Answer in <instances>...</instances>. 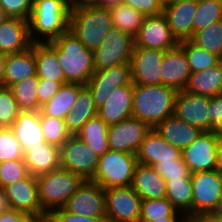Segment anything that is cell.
<instances>
[{"label":"cell","mask_w":222,"mask_h":222,"mask_svg":"<svg viewBox=\"0 0 222 222\" xmlns=\"http://www.w3.org/2000/svg\"><path fill=\"white\" fill-rule=\"evenodd\" d=\"M178 91L164 85L134 84L132 117L155 128L167 117L174 115Z\"/></svg>","instance_id":"6da1fadb"},{"label":"cell","mask_w":222,"mask_h":222,"mask_svg":"<svg viewBox=\"0 0 222 222\" xmlns=\"http://www.w3.org/2000/svg\"><path fill=\"white\" fill-rule=\"evenodd\" d=\"M69 18V0H34L28 19L32 43H48L58 38L69 29Z\"/></svg>","instance_id":"7a4b0ae2"},{"label":"cell","mask_w":222,"mask_h":222,"mask_svg":"<svg viewBox=\"0 0 222 222\" xmlns=\"http://www.w3.org/2000/svg\"><path fill=\"white\" fill-rule=\"evenodd\" d=\"M51 43L57 49L65 81L86 85L95 72L93 50L85 48L69 29Z\"/></svg>","instance_id":"3957f363"},{"label":"cell","mask_w":222,"mask_h":222,"mask_svg":"<svg viewBox=\"0 0 222 222\" xmlns=\"http://www.w3.org/2000/svg\"><path fill=\"white\" fill-rule=\"evenodd\" d=\"M113 27L110 9L93 6L70 12L69 30L87 49H97Z\"/></svg>","instance_id":"277c9868"},{"label":"cell","mask_w":222,"mask_h":222,"mask_svg":"<svg viewBox=\"0 0 222 222\" xmlns=\"http://www.w3.org/2000/svg\"><path fill=\"white\" fill-rule=\"evenodd\" d=\"M36 179L39 201L47 215L55 209L63 208L84 181L81 176L62 167L39 175Z\"/></svg>","instance_id":"5b68a950"},{"label":"cell","mask_w":222,"mask_h":222,"mask_svg":"<svg viewBox=\"0 0 222 222\" xmlns=\"http://www.w3.org/2000/svg\"><path fill=\"white\" fill-rule=\"evenodd\" d=\"M137 163L136 155L109 149L100 156L96 173L91 181L98 183L104 189L129 187Z\"/></svg>","instance_id":"8992f818"},{"label":"cell","mask_w":222,"mask_h":222,"mask_svg":"<svg viewBox=\"0 0 222 222\" xmlns=\"http://www.w3.org/2000/svg\"><path fill=\"white\" fill-rule=\"evenodd\" d=\"M193 192L192 220L212 218L219 207L222 173L217 169L191 173Z\"/></svg>","instance_id":"52a82bcc"},{"label":"cell","mask_w":222,"mask_h":222,"mask_svg":"<svg viewBox=\"0 0 222 222\" xmlns=\"http://www.w3.org/2000/svg\"><path fill=\"white\" fill-rule=\"evenodd\" d=\"M134 37L118 28H111L100 46L93 51L95 71L120 64H130Z\"/></svg>","instance_id":"ba28073f"},{"label":"cell","mask_w":222,"mask_h":222,"mask_svg":"<svg viewBox=\"0 0 222 222\" xmlns=\"http://www.w3.org/2000/svg\"><path fill=\"white\" fill-rule=\"evenodd\" d=\"M100 156L80 140L71 136L60 147V167L69 170L84 180H91L96 173Z\"/></svg>","instance_id":"9c48e42d"},{"label":"cell","mask_w":222,"mask_h":222,"mask_svg":"<svg viewBox=\"0 0 222 222\" xmlns=\"http://www.w3.org/2000/svg\"><path fill=\"white\" fill-rule=\"evenodd\" d=\"M106 222H139L141 197L129 187L104 189Z\"/></svg>","instance_id":"30bf717a"},{"label":"cell","mask_w":222,"mask_h":222,"mask_svg":"<svg viewBox=\"0 0 222 222\" xmlns=\"http://www.w3.org/2000/svg\"><path fill=\"white\" fill-rule=\"evenodd\" d=\"M221 135L220 131L202 132L196 140L182 150V159L191 173L217 169L216 148Z\"/></svg>","instance_id":"8fae6325"},{"label":"cell","mask_w":222,"mask_h":222,"mask_svg":"<svg viewBox=\"0 0 222 222\" xmlns=\"http://www.w3.org/2000/svg\"><path fill=\"white\" fill-rule=\"evenodd\" d=\"M11 209L46 221L47 214L42 210L36 176L29 174L27 177L17 180L3 187Z\"/></svg>","instance_id":"7c38bea8"},{"label":"cell","mask_w":222,"mask_h":222,"mask_svg":"<svg viewBox=\"0 0 222 222\" xmlns=\"http://www.w3.org/2000/svg\"><path fill=\"white\" fill-rule=\"evenodd\" d=\"M151 129L147 123L135 117L108 126L107 141L109 149L136 155L141 142Z\"/></svg>","instance_id":"4fadbf2b"},{"label":"cell","mask_w":222,"mask_h":222,"mask_svg":"<svg viewBox=\"0 0 222 222\" xmlns=\"http://www.w3.org/2000/svg\"><path fill=\"white\" fill-rule=\"evenodd\" d=\"M131 83L130 64H120L95 71L86 86L91 91L94 105L98 110L104 105L114 89Z\"/></svg>","instance_id":"5bb4252c"},{"label":"cell","mask_w":222,"mask_h":222,"mask_svg":"<svg viewBox=\"0 0 222 222\" xmlns=\"http://www.w3.org/2000/svg\"><path fill=\"white\" fill-rule=\"evenodd\" d=\"M63 208L81 216L106 217L104 188L91 180H84Z\"/></svg>","instance_id":"9a60e30c"},{"label":"cell","mask_w":222,"mask_h":222,"mask_svg":"<svg viewBox=\"0 0 222 222\" xmlns=\"http://www.w3.org/2000/svg\"><path fill=\"white\" fill-rule=\"evenodd\" d=\"M165 51L134 47L130 58L131 81L137 85H163L160 67Z\"/></svg>","instance_id":"2e32d148"},{"label":"cell","mask_w":222,"mask_h":222,"mask_svg":"<svg viewBox=\"0 0 222 222\" xmlns=\"http://www.w3.org/2000/svg\"><path fill=\"white\" fill-rule=\"evenodd\" d=\"M179 45L163 14L146 16L134 37V47L167 51Z\"/></svg>","instance_id":"e0dca14e"},{"label":"cell","mask_w":222,"mask_h":222,"mask_svg":"<svg viewBox=\"0 0 222 222\" xmlns=\"http://www.w3.org/2000/svg\"><path fill=\"white\" fill-rule=\"evenodd\" d=\"M198 0H168L164 2L163 15L178 42L190 40Z\"/></svg>","instance_id":"ac0fdd59"},{"label":"cell","mask_w":222,"mask_h":222,"mask_svg":"<svg viewBox=\"0 0 222 222\" xmlns=\"http://www.w3.org/2000/svg\"><path fill=\"white\" fill-rule=\"evenodd\" d=\"M210 97L178 91L175 99L174 115L191 126L209 131L208 107Z\"/></svg>","instance_id":"d6986e66"},{"label":"cell","mask_w":222,"mask_h":222,"mask_svg":"<svg viewBox=\"0 0 222 222\" xmlns=\"http://www.w3.org/2000/svg\"><path fill=\"white\" fill-rule=\"evenodd\" d=\"M160 74L164 86L172 87L177 91H183L186 87L192 72L187 56L179 45L165 51Z\"/></svg>","instance_id":"ffe728a7"},{"label":"cell","mask_w":222,"mask_h":222,"mask_svg":"<svg viewBox=\"0 0 222 222\" xmlns=\"http://www.w3.org/2000/svg\"><path fill=\"white\" fill-rule=\"evenodd\" d=\"M181 152L152 128L141 142L136 158L138 163L155 166L158 162H173L175 159H181Z\"/></svg>","instance_id":"44dd1931"},{"label":"cell","mask_w":222,"mask_h":222,"mask_svg":"<svg viewBox=\"0 0 222 222\" xmlns=\"http://www.w3.org/2000/svg\"><path fill=\"white\" fill-rule=\"evenodd\" d=\"M133 90V83L117 87L112 91L104 105L98 109V116L108 126L132 117Z\"/></svg>","instance_id":"7402d4cb"},{"label":"cell","mask_w":222,"mask_h":222,"mask_svg":"<svg viewBox=\"0 0 222 222\" xmlns=\"http://www.w3.org/2000/svg\"><path fill=\"white\" fill-rule=\"evenodd\" d=\"M32 45L29 36L28 20L10 17L0 24V52L17 54L28 50Z\"/></svg>","instance_id":"603a6c76"},{"label":"cell","mask_w":222,"mask_h":222,"mask_svg":"<svg viewBox=\"0 0 222 222\" xmlns=\"http://www.w3.org/2000/svg\"><path fill=\"white\" fill-rule=\"evenodd\" d=\"M23 160L29 174L37 177L60 167V148L41 142L25 150Z\"/></svg>","instance_id":"cb8c5ba5"},{"label":"cell","mask_w":222,"mask_h":222,"mask_svg":"<svg viewBox=\"0 0 222 222\" xmlns=\"http://www.w3.org/2000/svg\"><path fill=\"white\" fill-rule=\"evenodd\" d=\"M131 187L141 199H159L166 197V180L154 166L137 163Z\"/></svg>","instance_id":"d4e9b609"},{"label":"cell","mask_w":222,"mask_h":222,"mask_svg":"<svg viewBox=\"0 0 222 222\" xmlns=\"http://www.w3.org/2000/svg\"><path fill=\"white\" fill-rule=\"evenodd\" d=\"M166 141L181 151L189 146L203 132L175 115L167 117L154 128Z\"/></svg>","instance_id":"484cf974"},{"label":"cell","mask_w":222,"mask_h":222,"mask_svg":"<svg viewBox=\"0 0 222 222\" xmlns=\"http://www.w3.org/2000/svg\"><path fill=\"white\" fill-rule=\"evenodd\" d=\"M10 129L24 151L33 145L45 142L40 123V111H20Z\"/></svg>","instance_id":"4316f807"},{"label":"cell","mask_w":222,"mask_h":222,"mask_svg":"<svg viewBox=\"0 0 222 222\" xmlns=\"http://www.w3.org/2000/svg\"><path fill=\"white\" fill-rule=\"evenodd\" d=\"M32 76H37L34 43L24 52L7 55L3 87Z\"/></svg>","instance_id":"83f0119b"},{"label":"cell","mask_w":222,"mask_h":222,"mask_svg":"<svg viewBox=\"0 0 222 222\" xmlns=\"http://www.w3.org/2000/svg\"><path fill=\"white\" fill-rule=\"evenodd\" d=\"M34 53L38 78L53 80L62 85L67 83L57 57V49L51 42L34 43Z\"/></svg>","instance_id":"f1b7e54d"},{"label":"cell","mask_w":222,"mask_h":222,"mask_svg":"<svg viewBox=\"0 0 222 222\" xmlns=\"http://www.w3.org/2000/svg\"><path fill=\"white\" fill-rule=\"evenodd\" d=\"M97 115L98 110L94 105L91 91L84 85L78 91L72 110L66 114L64 122L68 132L75 136L89 119Z\"/></svg>","instance_id":"f546056e"},{"label":"cell","mask_w":222,"mask_h":222,"mask_svg":"<svg viewBox=\"0 0 222 222\" xmlns=\"http://www.w3.org/2000/svg\"><path fill=\"white\" fill-rule=\"evenodd\" d=\"M185 92L207 97L222 94V70L220 63L189 76Z\"/></svg>","instance_id":"4dcf8cb0"},{"label":"cell","mask_w":222,"mask_h":222,"mask_svg":"<svg viewBox=\"0 0 222 222\" xmlns=\"http://www.w3.org/2000/svg\"><path fill=\"white\" fill-rule=\"evenodd\" d=\"M84 85L78 83L63 84L59 91L40 108V112L46 116L65 119L66 114L72 110L78 91Z\"/></svg>","instance_id":"1f68e13d"},{"label":"cell","mask_w":222,"mask_h":222,"mask_svg":"<svg viewBox=\"0 0 222 222\" xmlns=\"http://www.w3.org/2000/svg\"><path fill=\"white\" fill-rule=\"evenodd\" d=\"M166 198L181 212L187 221H192L193 192L191 178L166 180Z\"/></svg>","instance_id":"d6a6232c"},{"label":"cell","mask_w":222,"mask_h":222,"mask_svg":"<svg viewBox=\"0 0 222 222\" xmlns=\"http://www.w3.org/2000/svg\"><path fill=\"white\" fill-rule=\"evenodd\" d=\"M107 130L108 125L97 115L89 119L76 136L91 147L97 155L102 156L109 150Z\"/></svg>","instance_id":"836d02e7"},{"label":"cell","mask_w":222,"mask_h":222,"mask_svg":"<svg viewBox=\"0 0 222 222\" xmlns=\"http://www.w3.org/2000/svg\"><path fill=\"white\" fill-rule=\"evenodd\" d=\"M113 26L135 37L143 24L145 15L131 6L120 3L110 9Z\"/></svg>","instance_id":"e575fe53"},{"label":"cell","mask_w":222,"mask_h":222,"mask_svg":"<svg viewBox=\"0 0 222 222\" xmlns=\"http://www.w3.org/2000/svg\"><path fill=\"white\" fill-rule=\"evenodd\" d=\"M38 87L39 78L37 76L25 78L9 87L21 111H40L41 105L37 96Z\"/></svg>","instance_id":"d590c367"},{"label":"cell","mask_w":222,"mask_h":222,"mask_svg":"<svg viewBox=\"0 0 222 222\" xmlns=\"http://www.w3.org/2000/svg\"><path fill=\"white\" fill-rule=\"evenodd\" d=\"M190 41L208 52L222 57V20L194 32Z\"/></svg>","instance_id":"8d00e7d4"},{"label":"cell","mask_w":222,"mask_h":222,"mask_svg":"<svg viewBox=\"0 0 222 222\" xmlns=\"http://www.w3.org/2000/svg\"><path fill=\"white\" fill-rule=\"evenodd\" d=\"M179 46L187 56L192 73L208 69L219 63L220 57L194 45L190 40L179 42Z\"/></svg>","instance_id":"74e56055"},{"label":"cell","mask_w":222,"mask_h":222,"mask_svg":"<svg viewBox=\"0 0 222 222\" xmlns=\"http://www.w3.org/2000/svg\"><path fill=\"white\" fill-rule=\"evenodd\" d=\"M222 20V0H198L193 33Z\"/></svg>","instance_id":"f35d334b"},{"label":"cell","mask_w":222,"mask_h":222,"mask_svg":"<svg viewBox=\"0 0 222 222\" xmlns=\"http://www.w3.org/2000/svg\"><path fill=\"white\" fill-rule=\"evenodd\" d=\"M40 123L45 142L59 148L72 136L66 128L64 119L46 116L40 112Z\"/></svg>","instance_id":"ab89813d"},{"label":"cell","mask_w":222,"mask_h":222,"mask_svg":"<svg viewBox=\"0 0 222 222\" xmlns=\"http://www.w3.org/2000/svg\"><path fill=\"white\" fill-rule=\"evenodd\" d=\"M178 212L166 198L142 199L139 220H153L162 217H178Z\"/></svg>","instance_id":"60d3db41"},{"label":"cell","mask_w":222,"mask_h":222,"mask_svg":"<svg viewBox=\"0 0 222 222\" xmlns=\"http://www.w3.org/2000/svg\"><path fill=\"white\" fill-rule=\"evenodd\" d=\"M21 110L9 87H0V127L10 128Z\"/></svg>","instance_id":"b9f144b4"},{"label":"cell","mask_w":222,"mask_h":222,"mask_svg":"<svg viewBox=\"0 0 222 222\" xmlns=\"http://www.w3.org/2000/svg\"><path fill=\"white\" fill-rule=\"evenodd\" d=\"M24 150L10 128H0V162L23 159Z\"/></svg>","instance_id":"7bdbcfd3"},{"label":"cell","mask_w":222,"mask_h":222,"mask_svg":"<svg viewBox=\"0 0 222 222\" xmlns=\"http://www.w3.org/2000/svg\"><path fill=\"white\" fill-rule=\"evenodd\" d=\"M29 175L23 159L0 162V186L3 188Z\"/></svg>","instance_id":"ee69618b"},{"label":"cell","mask_w":222,"mask_h":222,"mask_svg":"<svg viewBox=\"0 0 222 222\" xmlns=\"http://www.w3.org/2000/svg\"><path fill=\"white\" fill-rule=\"evenodd\" d=\"M154 168L165 180L186 179L191 176L182 158L175 159L173 162H158Z\"/></svg>","instance_id":"f6af8a7d"},{"label":"cell","mask_w":222,"mask_h":222,"mask_svg":"<svg viewBox=\"0 0 222 222\" xmlns=\"http://www.w3.org/2000/svg\"><path fill=\"white\" fill-rule=\"evenodd\" d=\"M34 0H0V6L10 17L28 20Z\"/></svg>","instance_id":"bcb514c9"},{"label":"cell","mask_w":222,"mask_h":222,"mask_svg":"<svg viewBox=\"0 0 222 222\" xmlns=\"http://www.w3.org/2000/svg\"><path fill=\"white\" fill-rule=\"evenodd\" d=\"M45 222H106V217L81 216L59 208L51 211Z\"/></svg>","instance_id":"7dc6e473"},{"label":"cell","mask_w":222,"mask_h":222,"mask_svg":"<svg viewBox=\"0 0 222 222\" xmlns=\"http://www.w3.org/2000/svg\"><path fill=\"white\" fill-rule=\"evenodd\" d=\"M122 3L133 7L145 16L163 13L164 0H122Z\"/></svg>","instance_id":"c3c4849f"},{"label":"cell","mask_w":222,"mask_h":222,"mask_svg":"<svg viewBox=\"0 0 222 222\" xmlns=\"http://www.w3.org/2000/svg\"><path fill=\"white\" fill-rule=\"evenodd\" d=\"M209 131L222 132V94L210 97L208 107Z\"/></svg>","instance_id":"681fc988"},{"label":"cell","mask_w":222,"mask_h":222,"mask_svg":"<svg viewBox=\"0 0 222 222\" xmlns=\"http://www.w3.org/2000/svg\"><path fill=\"white\" fill-rule=\"evenodd\" d=\"M61 83L39 78V87L37 90V96L39 104L42 106L49 101L60 89Z\"/></svg>","instance_id":"f907efd6"},{"label":"cell","mask_w":222,"mask_h":222,"mask_svg":"<svg viewBox=\"0 0 222 222\" xmlns=\"http://www.w3.org/2000/svg\"><path fill=\"white\" fill-rule=\"evenodd\" d=\"M0 222H42L39 218L27 213L10 209L0 214Z\"/></svg>","instance_id":"816d5d0a"},{"label":"cell","mask_w":222,"mask_h":222,"mask_svg":"<svg viewBox=\"0 0 222 222\" xmlns=\"http://www.w3.org/2000/svg\"><path fill=\"white\" fill-rule=\"evenodd\" d=\"M99 0H69L70 12L76 9L98 6Z\"/></svg>","instance_id":"f5cc1de1"},{"label":"cell","mask_w":222,"mask_h":222,"mask_svg":"<svg viewBox=\"0 0 222 222\" xmlns=\"http://www.w3.org/2000/svg\"><path fill=\"white\" fill-rule=\"evenodd\" d=\"M216 166H217V170L222 173V135L220 136L217 142Z\"/></svg>","instance_id":"db71d44e"},{"label":"cell","mask_w":222,"mask_h":222,"mask_svg":"<svg viewBox=\"0 0 222 222\" xmlns=\"http://www.w3.org/2000/svg\"><path fill=\"white\" fill-rule=\"evenodd\" d=\"M11 209L4 189L0 186V214Z\"/></svg>","instance_id":"11a10c76"},{"label":"cell","mask_w":222,"mask_h":222,"mask_svg":"<svg viewBox=\"0 0 222 222\" xmlns=\"http://www.w3.org/2000/svg\"><path fill=\"white\" fill-rule=\"evenodd\" d=\"M181 219H177V217H162L158 219H153V220H139V222H187V219L185 216L180 217Z\"/></svg>","instance_id":"9f6ffc18"},{"label":"cell","mask_w":222,"mask_h":222,"mask_svg":"<svg viewBox=\"0 0 222 222\" xmlns=\"http://www.w3.org/2000/svg\"><path fill=\"white\" fill-rule=\"evenodd\" d=\"M7 54L0 52V86L3 87Z\"/></svg>","instance_id":"6f0895ef"},{"label":"cell","mask_w":222,"mask_h":222,"mask_svg":"<svg viewBox=\"0 0 222 222\" xmlns=\"http://www.w3.org/2000/svg\"><path fill=\"white\" fill-rule=\"evenodd\" d=\"M120 3H122V0H99L98 6L101 8L111 9Z\"/></svg>","instance_id":"680465c9"},{"label":"cell","mask_w":222,"mask_h":222,"mask_svg":"<svg viewBox=\"0 0 222 222\" xmlns=\"http://www.w3.org/2000/svg\"><path fill=\"white\" fill-rule=\"evenodd\" d=\"M212 218L215 219L216 221H221L222 222V189H221L220 196H219L218 210Z\"/></svg>","instance_id":"91938a15"},{"label":"cell","mask_w":222,"mask_h":222,"mask_svg":"<svg viewBox=\"0 0 222 222\" xmlns=\"http://www.w3.org/2000/svg\"><path fill=\"white\" fill-rule=\"evenodd\" d=\"M10 16L7 12L0 6V24L9 19Z\"/></svg>","instance_id":"94428289"},{"label":"cell","mask_w":222,"mask_h":222,"mask_svg":"<svg viewBox=\"0 0 222 222\" xmlns=\"http://www.w3.org/2000/svg\"><path fill=\"white\" fill-rule=\"evenodd\" d=\"M190 222H221V221H216L213 218H204V219H196V220H192Z\"/></svg>","instance_id":"6125c7cd"},{"label":"cell","mask_w":222,"mask_h":222,"mask_svg":"<svg viewBox=\"0 0 222 222\" xmlns=\"http://www.w3.org/2000/svg\"><path fill=\"white\" fill-rule=\"evenodd\" d=\"M219 63H220V67H221V70H222V57L220 58Z\"/></svg>","instance_id":"be15d7a7"}]
</instances>
